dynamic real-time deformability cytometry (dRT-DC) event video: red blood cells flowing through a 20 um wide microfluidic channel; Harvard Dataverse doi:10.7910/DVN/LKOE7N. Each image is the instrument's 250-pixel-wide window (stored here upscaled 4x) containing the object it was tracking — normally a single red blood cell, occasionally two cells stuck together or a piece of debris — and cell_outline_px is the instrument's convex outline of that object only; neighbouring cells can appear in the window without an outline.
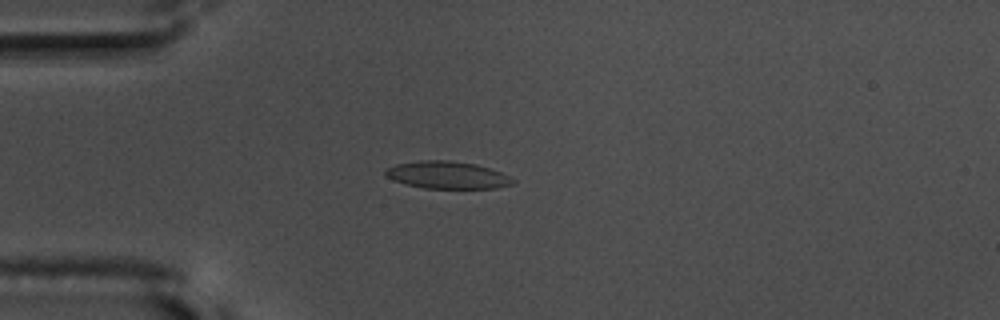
{"species": "common noctule bat (a hibernating species)", "species_latin": "Nyctalus noctula", "temperature_condition": "warm", "stored_images_in_passage": 54, "camera_frame_rate_fps": 3000, "um_per_image_px": 0.085, "animal": {"sex": "male", "body_mass_g": 17.5, "forearm_length_mm": 52.3}, "frame": {"image": 1, "passage_image": 13, "time_ms": 4.0, "image_size_px": [1000, 320], "cell_outline_px": [[516, 180], [512, 184], [496, 188], [424, 188], [392, 180], [384, 176], [384, 168], [396, 164], [420, 160], [448, 160], [476, 164], [500, 172]], "centroid_in_image_um": [37.97, 14.87], "position_along_channel_um": 47.0, "area_um2": 20.29}}
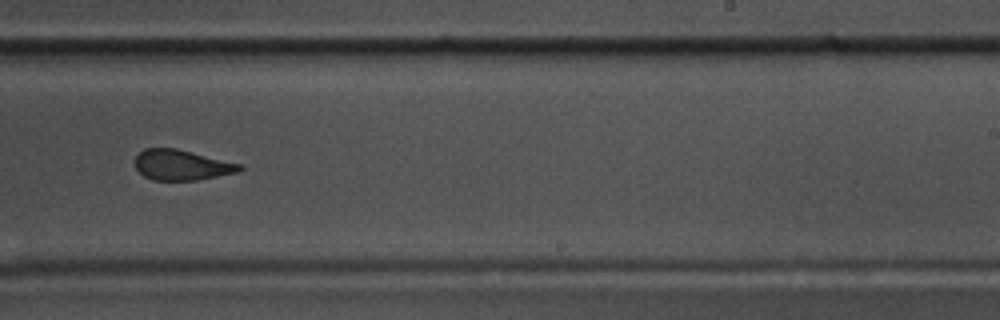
{"frame": {"image": 2, "passage_image": 33, "time_ms": 10.667, "image_size_px": [1000, 320], "cell_outline_px": [[244, 168], [236, 172], [196, 180], [152, 180], [144, 176], [136, 168], [132, 160], [144, 148], [176, 148], [240, 164]], "centroid_in_image_um": [15.37, 14.02], "position_along_channel_um": 273.6, "area_um2": 18.38}}
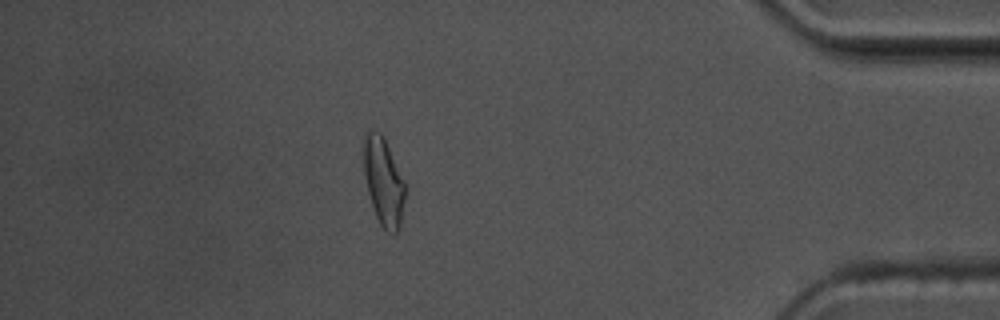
{"frame": {"image": 3, "passage_image": 47, "time_ms": 15.333, "image_size_px": [1000, 320], "cell_outline_px": [[404, 200], [400, 224], [396, 232], [392, 236], [384, 232], [376, 216], [368, 192], [364, 172], [364, 140], [368, 132], [372, 128], [380, 132], [404, 180]], "centroid_in_image_um": [32.59, 15.49], "position_along_channel_um": 402.6, "area_um2": 20.75}, "authors_computed_cell_mechanics": {"area_um2": 20.0855, "velocity_mm_per_s": 3.6562, "shape_relaxation_time_tau1_ms": 4.2583, "shape_relaxation_time_tau2_ms": 1.7882, "deformation_change_tau1": 0.1556, "deformation_change_tau2": 0.0929}}